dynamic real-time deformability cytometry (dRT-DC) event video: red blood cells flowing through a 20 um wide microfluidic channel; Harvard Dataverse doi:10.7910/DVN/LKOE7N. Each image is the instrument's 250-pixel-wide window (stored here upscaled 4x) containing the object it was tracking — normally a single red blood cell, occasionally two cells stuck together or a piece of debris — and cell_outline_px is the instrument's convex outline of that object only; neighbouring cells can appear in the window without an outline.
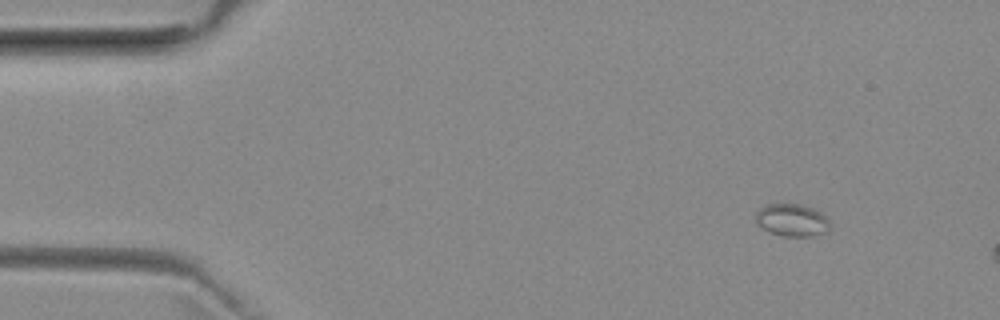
{"species": "common noctule bat (a hibernating species)", "species_latin": "Nyctalus noctula", "temperature_condition": "room temperature", "stored_images_in_passage": 12, "camera_frame_rate_fps": 3000, "um_per_image_px": 0.085, "animal": {"sex": "female", "body_mass_g": 29.2, "forearm_length_mm": 56.3}, "frame": {"image": 1, "passage_image": 1, "time_ms": 0.0, "image_size_px": [1000, 320], "cell_outline_px": [[828, 232], [812, 236], [784, 236], [772, 232], [756, 224], [756, 212], [760, 208], [768, 204], [800, 204], [812, 208], [820, 212], [828, 220]], "centroid_in_image_um": [67.31, 18.71], "position_along_channel_um": 17.7, "area_um2": 13.81}}
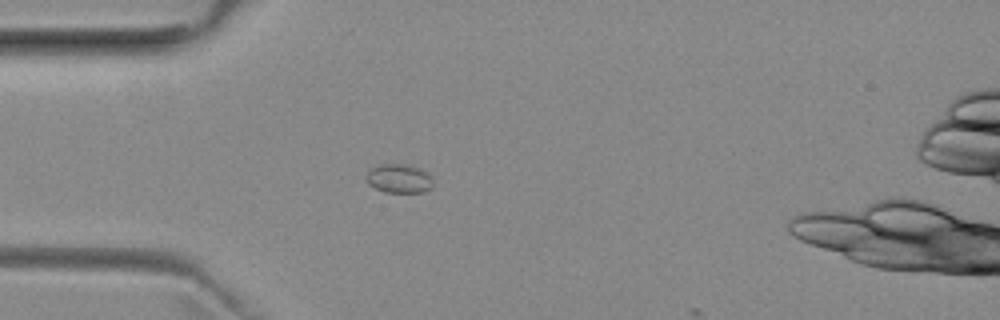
{"frame": {"image": 2, "passage_image": 10, "time_ms": 3.0, "image_size_px": [1000, 320], "cell_outline_px": [[432, 188], [424, 192], [384, 192], [368, 184], [364, 176], [368, 168], [380, 164], [400, 164], [416, 168], [432, 176]], "centroid_in_image_um": [33.85, 15.18], "position_along_channel_um": 51.1, "area_um2": 11.27}}